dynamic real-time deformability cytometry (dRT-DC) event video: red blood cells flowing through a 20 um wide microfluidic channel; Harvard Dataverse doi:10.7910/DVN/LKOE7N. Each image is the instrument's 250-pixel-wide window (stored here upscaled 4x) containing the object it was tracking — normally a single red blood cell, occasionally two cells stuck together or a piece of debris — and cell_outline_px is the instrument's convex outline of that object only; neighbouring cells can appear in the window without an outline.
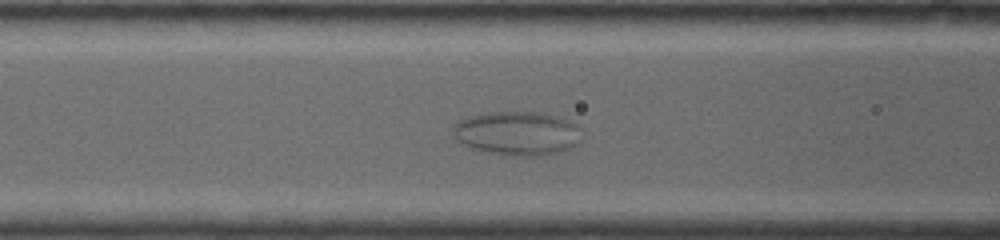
{"species": "common noctule bat (a hibernating species)", "species_latin": "Nyctalus noctula", "temperature_condition": "warm", "stored_images_in_passage": 28, "camera_frame_rate_fps": 4500, "um_per_image_px": 0.085, "animal": {"sex": "female", "body_mass_g": 19.0, "forearm_length_mm": 53.3}, "frame": {"image": 1, "passage_image": 8, "time_ms": 4.222, "image_size_px": [1000, 240], "cell_outline_px": [[580, 140], [576, 144], [568, 148], [556, 152], [532, 156], [512, 156], [488, 152], [464, 144], [456, 140], [452, 132], [452, 128], [460, 120], [468, 116], [492, 112], [536, 112], [556, 116], [568, 120], [576, 124], [580, 128]], "centroid_in_image_um": [43.95, 11.32], "position_along_channel_um": 122.6, "area_um2": 32.54}}
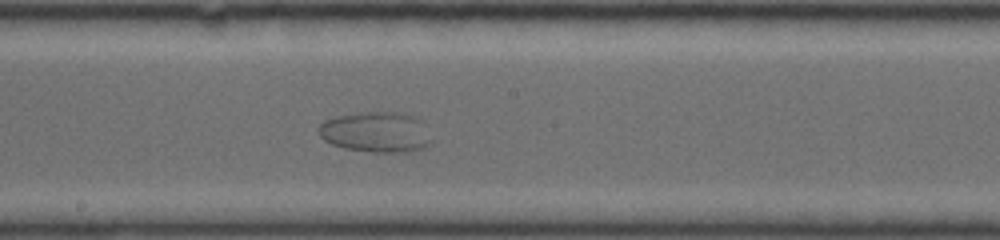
{"frame": {"image": 2, "passage_image": 14, "time_ms": 6.889, "image_size_px": [1000, 240], "cell_outline_px": [[432, 140], [428, 144], [420, 148], [408, 152], [376, 152], [344, 148], [332, 144], [324, 140], [316, 132], [316, 128], [324, 120], [336, 116], [364, 112], [396, 112], [412, 116], [420, 120]], "centroid_in_image_um": [31.89, 11.22], "position_along_channel_um": 216.3, "area_um2": 26.47}}
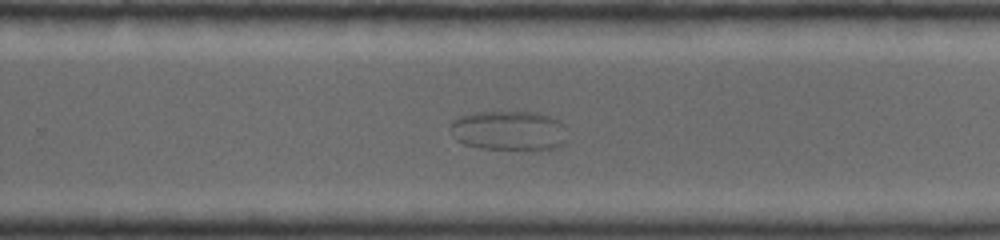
{"frame": {"image": 3, "passage_image": 20, "time_ms": 8.889, "image_size_px": [1000, 240], "cell_outline_px": [[564, 144], [560, 148], [480, 148], [464, 144], [456, 140], [452, 136], [448, 128], [452, 120], [460, 116], [476, 112], [532, 112], [548, 116], [556, 120], [560, 124], [564, 140]], "centroid_in_image_um": [43.13, 11.09], "position_along_channel_um": 286.7, "area_um2": 26.41}}